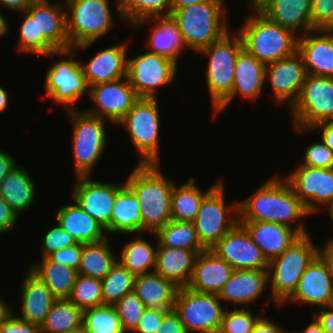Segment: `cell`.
<instances>
[{"label": "cell", "mask_w": 333, "mask_h": 333, "mask_svg": "<svg viewBox=\"0 0 333 333\" xmlns=\"http://www.w3.org/2000/svg\"><path fill=\"white\" fill-rule=\"evenodd\" d=\"M311 5V0H258L253 6L272 23L302 36L314 31Z\"/></svg>", "instance_id": "23"}, {"label": "cell", "mask_w": 333, "mask_h": 333, "mask_svg": "<svg viewBox=\"0 0 333 333\" xmlns=\"http://www.w3.org/2000/svg\"><path fill=\"white\" fill-rule=\"evenodd\" d=\"M220 182L216 181L206 191L197 186L194 177L180 186L175 183L171 193V220L194 222L202 201Z\"/></svg>", "instance_id": "36"}, {"label": "cell", "mask_w": 333, "mask_h": 333, "mask_svg": "<svg viewBox=\"0 0 333 333\" xmlns=\"http://www.w3.org/2000/svg\"><path fill=\"white\" fill-rule=\"evenodd\" d=\"M82 250L83 243H78L71 247L60 249L57 252L52 253L49 258L54 262L66 265L78 271Z\"/></svg>", "instance_id": "53"}, {"label": "cell", "mask_w": 333, "mask_h": 333, "mask_svg": "<svg viewBox=\"0 0 333 333\" xmlns=\"http://www.w3.org/2000/svg\"><path fill=\"white\" fill-rule=\"evenodd\" d=\"M106 233L107 235L118 233L142 234V216L139 202L126 184L115 197L111 223L106 229Z\"/></svg>", "instance_id": "34"}, {"label": "cell", "mask_w": 333, "mask_h": 333, "mask_svg": "<svg viewBox=\"0 0 333 333\" xmlns=\"http://www.w3.org/2000/svg\"><path fill=\"white\" fill-rule=\"evenodd\" d=\"M238 223L247 230L268 262L284 253L300 237L293 228L283 224L263 221Z\"/></svg>", "instance_id": "29"}, {"label": "cell", "mask_w": 333, "mask_h": 333, "mask_svg": "<svg viewBox=\"0 0 333 333\" xmlns=\"http://www.w3.org/2000/svg\"><path fill=\"white\" fill-rule=\"evenodd\" d=\"M199 3H224V0H173L172 11Z\"/></svg>", "instance_id": "63"}, {"label": "cell", "mask_w": 333, "mask_h": 333, "mask_svg": "<svg viewBox=\"0 0 333 333\" xmlns=\"http://www.w3.org/2000/svg\"><path fill=\"white\" fill-rule=\"evenodd\" d=\"M308 215L305 205L295 195L288 181L277 174L259 186L252 195L238 202V222L283 224L293 228L300 236L309 234L300 221ZM295 221H298V225L293 224Z\"/></svg>", "instance_id": "1"}, {"label": "cell", "mask_w": 333, "mask_h": 333, "mask_svg": "<svg viewBox=\"0 0 333 333\" xmlns=\"http://www.w3.org/2000/svg\"><path fill=\"white\" fill-rule=\"evenodd\" d=\"M311 21L314 30H333V0H311Z\"/></svg>", "instance_id": "51"}, {"label": "cell", "mask_w": 333, "mask_h": 333, "mask_svg": "<svg viewBox=\"0 0 333 333\" xmlns=\"http://www.w3.org/2000/svg\"><path fill=\"white\" fill-rule=\"evenodd\" d=\"M36 185L24 167L17 166L6 175L0 184V197L3 198L19 217L35 201Z\"/></svg>", "instance_id": "35"}, {"label": "cell", "mask_w": 333, "mask_h": 333, "mask_svg": "<svg viewBox=\"0 0 333 333\" xmlns=\"http://www.w3.org/2000/svg\"><path fill=\"white\" fill-rule=\"evenodd\" d=\"M291 110L294 127L310 129L322 121H333V78L307 74Z\"/></svg>", "instance_id": "12"}, {"label": "cell", "mask_w": 333, "mask_h": 333, "mask_svg": "<svg viewBox=\"0 0 333 333\" xmlns=\"http://www.w3.org/2000/svg\"><path fill=\"white\" fill-rule=\"evenodd\" d=\"M327 209H328L330 220L333 224V203Z\"/></svg>", "instance_id": "70"}, {"label": "cell", "mask_w": 333, "mask_h": 333, "mask_svg": "<svg viewBox=\"0 0 333 333\" xmlns=\"http://www.w3.org/2000/svg\"><path fill=\"white\" fill-rule=\"evenodd\" d=\"M51 290L57 299H68L76 282L78 271L52 261L49 257L42 258L40 263L28 269Z\"/></svg>", "instance_id": "37"}, {"label": "cell", "mask_w": 333, "mask_h": 333, "mask_svg": "<svg viewBox=\"0 0 333 333\" xmlns=\"http://www.w3.org/2000/svg\"><path fill=\"white\" fill-rule=\"evenodd\" d=\"M76 53L73 48L56 51V55L69 58L55 62L46 71L44 81L47 96L64 106L66 111L76 109L73 104L80 100L84 93L89 92L81 62L71 58L75 57Z\"/></svg>", "instance_id": "13"}, {"label": "cell", "mask_w": 333, "mask_h": 333, "mask_svg": "<svg viewBox=\"0 0 333 333\" xmlns=\"http://www.w3.org/2000/svg\"><path fill=\"white\" fill-rule=\"evenodd\" d=\"M289 302L315 305L318 309L333 304V279L320 255L304 271L296 290L281 306Z\"/></svg>", "instance_id": "21"}, {"label": "cell", "mask_w": 333, "mask_h": 333, "mask_svg": "<svg viewBox=\"0 0 333 333\" xmlns=\"http://www.w3.org/2000/svg\"><path fill=\"white\" fill-rule=\"evenodd\" d=\"M88 96L95 107L88 114L118 124L139 99L127 77L89 87Z\"/></svg>", "instance_id": "17"}, {"label": "cell", "mask_w": 333, "mask_h": 333, "mask_svg": "<svg viewBox=\"0 0 333 333\" xmlns=\"http://www.w3.org/2000/svg\"><path fill=\"white\" fill-rule=\"evenodd\" d=\"M155 333H187L179 315L174 309L169 310L163 317L162 323Z\"/></svg>", "instance_id": "55"}, {"label": "cell", "mask_w": 333, "mask_h": 333, "mask_svg": "<svg viewBox=\"0 0 333 333\" xmlns=\"http://www.w3.org/2000/svg\"><path fill=\"white\" fill-rule=\"evenodd\" d=\"M285 179L310 215L333 203V169L299 165Z\"/></svg>", "instance_id": "16"}, {"label": "cell", "mask_w": 333, "mask_h": 333, "mask_svg": "<svg viewBox=\"0 0 333 333\" xmlns=\"http://www.w3.org/2000/svg\"><path fill=\"white\" fill-rule=\"evenodd\" d=\"M313 317L317 319L326 333H333V304L320 308L318 312L314 310Z\"/></svg>", "instance_id": "59"}, {"label": "cell", "mask_w": 333, "mask_h": 333, "mask_svg": "<svg viewBox=\"0 0 333 333\" xmlns=\"http://www.w3.org/2000/svg\"><path fill=\"white\" fill-rule=\"evenodd\" d=\"M149 234L156 237L157 246L188 249L197 254L206 250L198 239L194 222L170 220L164 227Z\"/></svg>", "instance_id": "39"}, {"label": "cell", "mask_w": 333, "mask_h": 333, "mask_svg": "<svg viewBox=\"0 0 333 333\" xmlns=\"http://www.w3.org/2000/svg\"><path fill=\"white\" fill-rule=\"evenodd\" d=\"M178 289L154 271L136 276L133 291L146 308L172 310Z\"/></svg>", "instance_id": "33"}, {"label": "cell", "mask_w": 333, "mask_h": 333, "mask_svg": "<svg viewBox=\"0 0 333 333\" xmlns=\"http://www.w3.org/2000/svg\"><path fill=\"white\" fill-rule=\"evenodd\" d=\"M64 333H89V332L86 330L85 326L82 324L81 326L71 329Z\"/></svg>", "instance_id": "68"}, {"label": "cell", "mask_w": 333, "mask_h": 333, "mask_svg": "<svg viewBox=\"0 0 333 333\" xmlns=\"http://www.w3.org/2000/svg\"><path fill=\"white\" fill-rule=\"evenodd\" d=\"M249 6H253L258 0H244Z\"/></svg>", "instance_id": "71"}, {"label": "cell", "mask_w": 333, "mask_h": 333, "mask_svg": "<svg viewBox=\"0 0 333 333\" xmlns=\"http://www.w3.org/2000/svg\"><path fill=\"white\" fill-rule=\"evenodd\" d=\"M250 7L255 13L246 16L237 30L243 48L265 65L295 54L299 35L272 23L254 6Z\"/></svg>", "instance_id": "3"}, {"label": "cell", "mask_w": 333, "mask_h": 333, "mask_svg": "<svg viewBox=\"0 0 333 333\" xmlns=\"http://www.w3.org/2000/svg\"><path fill=\"white\" fill-rule=\"evenodd\" d=\"M252 333H289L282 329L275 321L267 318L266 312L257 320Z\"/></svg>", "instance_id": "58"}, {"label": "cell", "mask_w": 333, "mask_h": 333, "mask_svg": "<svg viewBox=\"0 0 333 333\" xmlns=\"http://www.w3.org/2000/svg\"><path fill=\"white\" fill-rule=\"evenodd\" d=\"M266 65L244 48L238 53L231 94L214 110L213 118L222 112L237 95L256 102L265 86Z\"/></svg>", "instance_id": "22"}, {"label": "cell", "mask_w": 333, "mask_h": 333, "mask_svg": "<svg viewBox=\"0 0 333 333\" xmlns=\"http://www.w3.org/2000/svg\"><path fill=\"white\" fill-rule=\"evenodd\" d=\"M72 203L55 211L56 224L67 231L78 243H97L109 237L106 229L73 199Z\"/></svg>", "instance_id": "31"}, {"label": "cell", "mask_w": 333, "mask_h": 333, "mask_svg": "<svg viewBox=\"0 0 333 333\" xmlns=\"http://www.w3.org/2000/svg\"><path fill=\"white\" fill-rule=\"evenodd\" d=\"M0 333H42L41 326L25 322L15 314L0 326Z\"/></svg>", "instance_id": "54"}, {"label": "cell", "mask_w": 333, "mask_h": 333, "mask_svg": "<svg viewBox=\"0 0 333 333\" xmlns=\"http://www.w3.org/2000/svg\"><path fill=\"white\" fill-rule=\"evenodd\" d=\"M72 190V199L102 227L107 229L111 223V214L115 197L125 185L123 183H106L93 181L91 177H76Z\"/></svg>", "instance_id": "19"}, {"label": "cell", "mask_w": 333, "mask_h": 333, "mask_svg": "<svg viewBox=\"0 0 333 333\" xmlns=\"http://www.w3.org/2000/svg\"><path fill=\"white\" fill-rule=\"evenodd\" d=\"M157 243L153 246L144 237L125 244L118 262L135 276L154 272ZM152 269V270H150Z\"/></svg>", "instance_id": "40"}, {"label": "cell", "mask_w": 333, "mask_h": 333, "mask_svg": "<svg viewBox=\"0 0 333 333\" xmlns=\"http://www.w3.org/2000/svg\"><path fill=\"white\" fill-rule=\"evenodd\" d=\"M173 0H120L124 23L134 25L142 19L171 15Z\"/></svg>", "instance_id": "42"}, {"label": "cell", "mask_w": 333, "mask_h": 333, "mask_svg": "<svg viewBox=\"0 0 333 333\" xmlns=\"http://www.w3.org/2000/svg\"><path fill=\"white\" fill-rule=\"evenodd\" d=\"M108 0H66V30L71 48L87 50L114 26Z\"/></svg>", "instance_id": "6"}, {"label": "cell", "mask_w": 333, "mask_h": 333, "mask_svg": "<svg viewBox=\"0 0 333 333\" xmlns=\"http://www.w3.org/2000/svg\"><path fill=\"white\" fill-rule=\"evenodd\" d=\"M211 251L234 270H268L269 262L240 223L220 239Z\"/></svg>", "instance_id": "18"}, {"label": "cell", "mask_w": 333, "mask_h": 333, "mask_svg": "<svg viewBox=\"0 0 333 333\" xmlns=\"http://www.w3.org/2000/svg\"><path fill=\"white\" fill-rule=\"evenodd\" d=\"M108 238L97 243L83 244L78 274L103 279L118 262Z\"/></svg>", "instance_id": "38"}, {"label": "cell", "mask_w": 333, "mask_h": 333, "mask_svg": "<svg viewBox=\"0 0 333 333\" xmlns=\"http://www.w3.org/2000/svg\"><path fill=\"white\" fill-rule=\"evenodd\" d=\"M23 16L19 27V41L17 51L37 55V27L36 17H31L26 11L19 13Z\"/></svg>", "instance_id": "49"}, {"label": "cell", "mask_w": 333, "mask_h": 333, "mask_svg": "<svg viewBox=\"0 0 333 333\" xmlns=\"http://www.w3.org/2000/svg\"><path fill=\"white\" fill-rule=\"evenodd\" d=\"M169 310L146 308L133 333H155Z\"/></svg>", "instance_id": "52"}, {"label": "cell", "mask_w": 333, "mask_h": 333, "mask_svg": "<svg viewBox=\"0 0 333 333\" xmlns=\"http://www.w3.org/2000/svg\"><path fill=\"white\" fill-rule=\"evenodd\" d=\"M18 218L10 205L0 197V235L11 231L16 226Z\"/></svg>", "instance_id": "56"}, {"label": "cell", "mask_w": 333, "mask_h": 333, "mask_svg": "<svg viewBox=\"0 0 333 333\" xmlns=\"http://www.w3.org/2000/svg\"><path fill=\"white\" fill-rule=\"evenodd\" d=\"M31 17H36L37 55L54 57L56 51L70 49L71 45L66 30V10L64 2L33 0L25 10Z\"/></svg>", "instance_id": "14"}, {"label": "cell", "mask_w": 333, "mask_h": 333, "mask_svg": "<svg viewBox=\"0 0 333 333\" xmlns=\"http://www.w3.org/2000/svg\"><path fill=\"white\" fill-rule=\"evenodd\" d=\"M307 72L302 56L295 54L266 65V77L273 93L274 104H286L289 109L296 102Z\"/></svg>", "instance_id": "20"}, {"label": "cell", "mask_w": 333, "mask_h": 333, "mask_svg": "<svg viewBox=\"0 0 333 333\" xmlns=\"http://www.w3.org/2000/svg\"><path fill=\"white\" fill-rule=\"evenodd\" d=\"M221 181L202 201L194 221L197 236L205 249L211 248L238 224V203L226 204Z\"/></svg>", "instance_id": "11"}, {"label": "cell", "mask_w": 333, "mask_h": 333, "mask_svg": "<svg viewBox=\"0 0 333 333\" xmlns=\"http://www.w3.org/2000/svg\"><path fill=\"white\" fill-rule=\"evenodd\" d=\"M197 255L195 251L188 249L157 246L154 271L177 287H186Z\"/></svg>", "instance_id": "32"}, {"label": "cell", "mask_w": 333, "mask_h": 333, "mask_svg": "<svg viewBox=\"0 0 333 333\" xmlns=\"http://www.w3.org/2000/svg\"><path fill=\"white\" fill-rule=\"evenodd\" d=\"M68 299L83 311L103 305L102 280L78 274Z\"/></svg>", "instance_id": "45"}, {"label": "cell", "mask_w": 333, "mask_h": 333, "mask_svg": "<svg viewBox=\"0 0 333 333\" xmlns=\"http://www.w3.org/2000/svg\"><path fill=\"white\" fill-rule=\"evenodd\" d=\"M0 85V113L5 111L9 104L8 92Z\"/></svg>", "instance_id": "66"}, {"label": "cell", "mask_w": 333, "mask_h": 333, "mask_svg": "<svg viewBox=\"0 0 333 333\" xmlns=\"http://www.w3.org/2000/svg\"><path fill=\"white\" fill-rule=\"evenodd\" d=\"M150 21L154 22V26L149 30V40H147L146 46L151 49L148 52L165 56L178 64L179 56L187 46L177 23L171 15L154 16L139 20L133 25V28H138Z\"/></svg>", "instance_id": "28"}, {"label": "cell", "mask_w": 333, "mask_h": 333, "mask_svg": "<svg viewBox=\"0 0 333 333\" xmlns=\"http://www.w3.org/2000/svg\"><path fill=\"white\" fill-rule=\"evenodd\" d=\"M42 240V257H49L52 253L60 249L71 247L78 242L58 224L48 229Z\"/></svg>", "instance_id": "48"}, {"label": "cell", "mask_w": 333, "mask_h": 333, "mask_svg": "<svg viewBox=\"0 0 333 333\" xmlns=\"http://www.w3.org/2000/svg\"><path fill=\"white\" fill-rule=\"evenodd\" d=\"M234 33L229 30L221 38L197 52L209 57L205 79L213 111L232 92L236 59L243 49L240 35L237 31Z\"/></svg>", "instance_id": "7"}, {"label": "cell", "mask_w": 333, "mask_h": 333, "mask_svg": "<svg viewBox=\"0 0 333 333\" xmlns=\"http://www.w3.org/2000/svg\"><path fill=\"white\" fill-rule=\"evenodd\" d=\"M72 121V154L76 177H90L107 144L106 120L77 109L65 111Z\"/></svg>", "instance_id": "8"}, {"label": "cell", "mask_w": 333, "mask_h": 333, "mask_svg": "<svg viewBox=\"0 0 333 333\" xmlns=\"http://www.w3.org/2000/svg\"><path fill=\"white\" fill-rule=\"evenodd\" d=\"M15 158L5 152L0 150V184L8 173H10L15 167H17Z\"/></svg>", "instance_id": "60"}, {"label": "cell", "mask_w": 333, "mask_h": 333, "mask_svg": "<svg viewBox=\"0 0 333 333\" xmlns=\"http://www.w3.org/2000/svg\"><path fill=\"white\" fill-rule=\"evenodd\" d=\"M177 67L173 60L147 51L127 59V78L139 98H158V88L174 82Z\"/></svg>", "instance_id": "15"}, {"label": "cell", "mask_w": 333, "mask_h": 333, "mask_svg": "<svg viewBox=\"0 0 333 333\" xmlns=\"http://www.w3.org/2000/svg\"><path fill=\"white\" fill-rule=\"evenodd\" d=\"M159 165L137 163L125 180L139 202L142 234L155 233L171 220V193L175 181L166 178Z\"/></svg>", "instance_id": "2"}, {"label": "cell", "mask_w": 333, "mask_h": 333, "mask_svg": "<svg viewBox=\"0 0 333 333\" xmlns=\"http://www.w3.org/2000/svg\"><path fill=\"white\" fill-rule=\"evenodd\" d=\"M127 46L120 43L98 50L87 64L81 63L88 87L127 77Z\"/></svg>", "instance_id": "25"}, {"label": "cell", "mask_w": 333, "mask_h": 333, "mask_svg": "<svg viewBox=\"0 0 333 333\" xmlns=\"http://www.w3.org/2000/svg\"><path fill=\"white\" fill-rule=\"evenodd\" d=\"M266 311L252 314L251 308H233L225 310L218 333H252L257 320Z\"/></svg>", "instance_id": "46"}, {"label": "cell", "mask_w": 333, "mask_h": 333, "mask_svg": "<svg viewBox=\"0 0 333 333\" xmlns=\"http://www.w3.org/2000/svg\"><path fill=\"white\" fill-rule=\"evenodd\" d=\"M298 133H302V131H313L314 129L318 131L321 129V140L323 143L333 151V121H322L315 124L310 129H302L299 127H293Z\"/></svg>", "instance_id": "57"}, {"label": "cell", "mask_w": 333, "mask_h": 333, "mask_svg": "<svg viewBox=\"0 0 333 333\" xmlns=\"http://www.w3.org/2000/svg\"><path fill=\"white\" fill-rule=\"evenodd\" d=\"M113 306L119 314V320L125 333L132 332L136 328L146 310V306L134 291L124 295Z\"/></svg>", "instance_id": "47"}, {"label": "cell", "mask_w": 333, "mask_h": 333, "mask_svg": "<svg viewBox=\"0 0 333 333\" xmlns=\"http://www.w3.org/2000/svg\"><path fill=\"white\" fill-rule=\"evenodd\" d=\"M319 255L327 263L333 279V238L327 240L326 244L320 247Z\"/></svg>", "instance_id": "61"}, {"label": "cell", "mask_w": 333, "mask_h": 333, "mask_svg": "<svg viewBox=\"0 0 333 333\" xmlns=\"http://www.w3.org/2000/svg\"><path fill=\"white\" fill-rule=\"evenodd\" d=\"M83 325L89 333H125L115 307L108 304L84 310Z\"/></svg>", "instance_id": "44"}, {"label": "cell", "mask_w": 333, "mask_h": 333, "mask_svg": "<svg viewBox=\"0 0 333 333\" xmlns=\"http://www.w3.org/2000/svg\"><path fill=\"white\" fill-rule=\"evenodd\" d=\"M83 324V310L69 299H57L41 324L42 333H64Z\"/></svg>", "instance_id": "41"}, {"label": "cell", "mask_w": 333, "mask_h": 333, "mask_svg": "<svg viewBox=\"0 0 333 333\" xmlns=\"http://www.w3.org/2000/svg\"><path fill=\"white\" fill-rule=\"evenodd\" d=\"M267 285V270H234L218 297L221 302L247 308L249 303L252 304L260 298Z\"/></svg>", "instance_id": "27"}, {"label": "cell", "mask_w": 333, "mask_h": 333, "mask_svg": "<svg viewBox=\"0 0 333 333\" xmlns=\"http://www.w3.org/2000/svg\"><path fill=\"white\" fill-rule=\"evenodd\" d=\"M33 0H0V7L9 8L16 12L25 11Z\"/></svg>", "instance_id": "62"}, {"label": "cell", "mask_w": 333, "mask_h": 333, "mask_svg": "<svg viewBox=\"0 0 333 333\" xmlns=\"http://www.w3.org/2000/svg\"><path fill=\"white\" fill-rule=\"evenodd\" d=\"M116 7V11L118 12V17H119V20H122L123 22H124V19H123V17H122V14H121V12H120V0H116V5H115Z\"/></svg>", "instance_id": "69"}, {"label": "cell", "mask_w": 333, "mask_h": 333, "mask_svg": "<svg viewBox=\"0 0 333 333\" xmlns=\"http://www.w3.org/2000/svg\"><path fill=\"white\" fill-rule=\"evenodd\" d=\"M157 98H139L118 123L127 130L138 164H159L160 112Z\"/></svg>", "instance_id": "9"}, {"label": "cell", "mask_w": 333, "mask_h": 333, "mask_svg": "<svg viewBox=\"0 0 333 333\" xmlns=\"http://www.w3.org/2000/svg\"><path fill=\"white\" fill-rule=\"evenodd\" d=\"M136 276L117 262L102 279L103 304L114 305L124 295L133 292Z\"/></svg>", "instance_id": "43"}, {"label": "cell", "mask_w": 333, "mask_h": 333, "mask_svg": "<svg viewBox=\"0 0 333 333\" xmlns=\"http://www.w3.org/2000/svg\"><path fill=\"white\" fill-rule=\"evenodd\" d=\"M297 52L307 74L333 78V30H314L299 36Z\"/></svg>", "instance_id": "24"}, {"label": "cell", "mask_w": 333, "mask_h": 333, "mask_svg": "<svg viewBox=\"0 0 333 333\" xmlns=\"http://www.w3.org/2000/svg\"><path fill=\"white\" fill-rule=\"evenodd\" d=\"M217 294L199 293L187 287L178 289L174 311L179 315L187 333H218L227 303Z\"/></svg>", "instance_id": "10"}, {"label": "cell", "mask_w": 333, "mask_h": 333, "mask_svg": "<svg viewBox=\"0 0 333 333\" xmlns=\"http://www.w3.org/2000/svg\"><path fill=\"white\" fill-rule=\"evenodd\" d=\"M20 288L22 313L18 318L41 326L57 298L30 270L26 272Z\"/></svg>", "instance_id": "30"}, {"label": "cell", "mask_w": 333, "mask_h": 333, "mask_svg": "<svg viewBox=\"0 0 333 333\" xmlns=\"http://www.w3.org/2000/svg\"><path fill=\"white\" fill-rule=\"evenodd\" d=\"M224 3H199L171 11L187 48L196 53L221 38L230 28Z\"/></svg>", "instance_id": "5"}, {"label": "cell", "mask_w": 333, "mask_h": 333, "mask_svg": "<svg viewBox=\"0 0 333 333\" xmlns=\"http://www.w3.org/2000/svg\"><path fill=\"white\" fill-rule=\"evenodd\" d=\"M291 333H326L321 324L314 317L313 321L308 323V326L302 331H292Z\"/></svg>", "instance_id": "65"}, {"label": "cell", "mask_w": 333, "mask_h": 333, "mask_svg": "<svg viewBox=\"0 0 333 333\" xmlns=\"http://www.w3.org/2000/svg\"><path fill=\"white\" fill-rule=\"evenodd\" d=\"M299 165L333 169V151H331L323 141L311 143L304 152L303 163Z\"/></svg>", "instance_id": "50"}, {"label": "cell", "mask_w": 333, "mask_h": 333, "mask_svg": "<svg viewBox=\"0 0 333 333\" xmlns=\"http://www.w3.org/2000/svg\"><path fill=\"white\" fill-rule=\"evenodd\" d=\"M8 26L5 16L0 12V37H4L9 32Z\"/></svg>", "instance_id": "67"}, {"label": "cell", "mask_w": 333, "mask_h": 333, "mask_svg": "<svg viewBox=\"0 0 333 333\" xmlns=\"http://www.w3.org/2000/svg\"><path fill=\"white\" fill-rule=\"evenodd\" d=\"M234 269L209 249L198 253L187 288L199 293L219 294Z\"/></svg>", "instance_id": "26"}, {"label": "cell", "mask_w": 333, "mask_h": 333, "mask_svg": "<svg viewBox=\"0 0 333 333\" xmlns=\"http://www.w3.org/2000/svg\"><path fill=\"white\" fill-rule=\"evenodd\" d=\"M309 234L300 236L284 253L269 261L268 284L275 304L281 306L296 290L304 271L319 255Z\"/></svg>", "instance_id": "4"}, {"label": "cell", "mask_w": 333, "mask_h": 333, "mask_svg": "<svg viewBox=\"0 0 333 333\" xmlns=\"http://www.w3.org/2000/svg\"><path fill=\"white\" fill-rule=\"evenodd\" d=\"M0 297V326L7 322L15 313V309Z\"/></svg>", "instance_id": "64"}]
</instances>
